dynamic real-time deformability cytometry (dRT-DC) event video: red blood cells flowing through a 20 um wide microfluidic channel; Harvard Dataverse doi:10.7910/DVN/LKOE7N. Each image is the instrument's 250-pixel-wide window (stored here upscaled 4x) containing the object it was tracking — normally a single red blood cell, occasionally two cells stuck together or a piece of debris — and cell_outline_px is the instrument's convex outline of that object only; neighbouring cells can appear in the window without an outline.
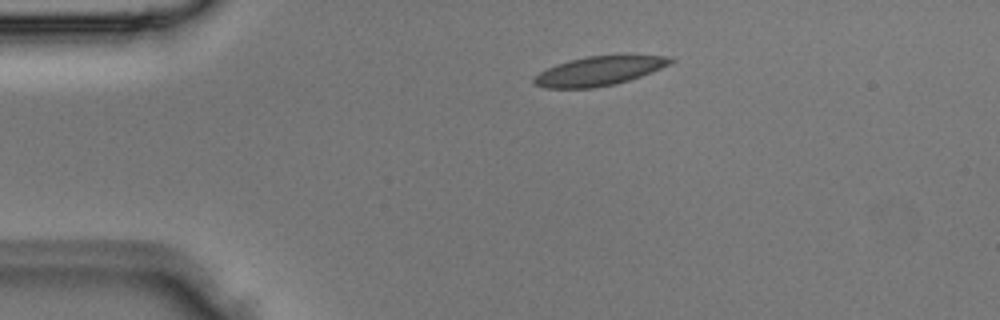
{"species": "Egyptian fruit bat (a non-hibernating species)", "species_latin": "Rousettus aegyptiacus", "temperature_condition": "room temperature", "stored_images_in_passage": 4, "camera_frame_rate_fps": 3000, "um_per_image_px": 0.085, "animal": {"sex": "male"}, "frame": {"image": 1, "passage_image": 4, "time_ms": 1.0, "image_size_px": [1000, 320], "cell_outline_px": [[676, 60], [660, 68], [640, 76], [616, 84], [592, 88], [544, 88], [536, 84], [532, 80], [540, 72], [556, 64], [568, 60], [588, 56], [624, 52], [628, 52], [672, 56]], "centroid_in_image_um": [51.03, 5.96], "position_along_channel_um": 34.0, "area_um2": 24.04}}